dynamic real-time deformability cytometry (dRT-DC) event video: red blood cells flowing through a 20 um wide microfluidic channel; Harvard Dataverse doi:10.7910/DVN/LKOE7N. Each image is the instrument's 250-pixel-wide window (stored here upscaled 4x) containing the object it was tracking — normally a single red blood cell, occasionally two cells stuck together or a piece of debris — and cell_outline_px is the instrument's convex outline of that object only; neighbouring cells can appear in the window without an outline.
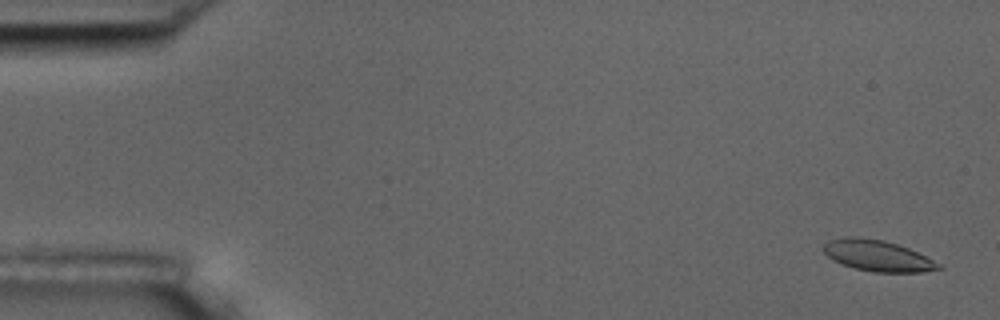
{"species": "common noctule bat (a hibernating species)", "species_latin": "Nyctalus noctula", "temperature_condition": "room temperature", "stored_images_in_passage": 55, "camera_frame_rate_fps": 3000, "um_per_image_px": 0.085, "animal": {"sex": "male", "body_mass_g": 17.5, "forearm_length_mm": 52.3}, "frame": {"image": 1, "passage_image": 2, "time_ms": 0.333, "image_size_px": [1000, 320], "cell_outline_px": [[944, 268], [920, 272], [876, 272], [856, 268], [832, 260], [824, 252], [824, 244], [828, 240], [844, 236], [856, 236], [884, 240], [908, 248], [940, 264]], "centroid_in_image_um": [74.56, 21.72], "position_along_channel_um": 10.4, "area_um2": 20.58}}
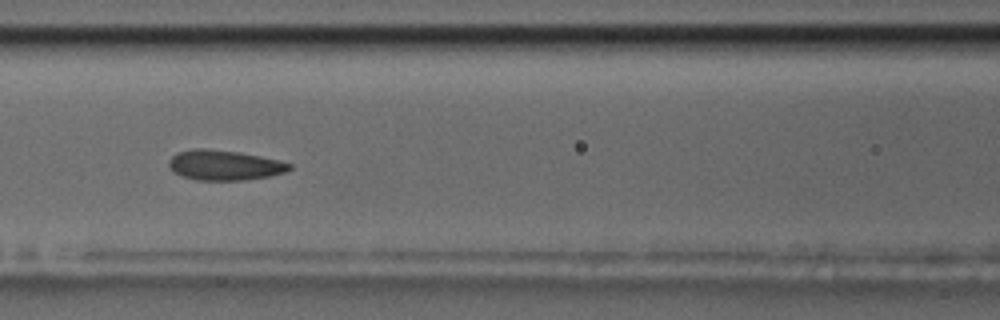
{"frame": {"image": 2, "passage_image": 24, "time_ms": 7.667, "image_size_px": [1000, 320], "cell_outline_px": [[292, 168], [284, 172], [268, 176], [244, 180], [196, 180], [172, 172], [168, 164], [168, 160], [176, 152], [192, 148], [204, 148], [240, 152], [260, 156], [292, 164]], "centroid_in_image_um": [19.02, 14.03], "position_along_channel_um": 147.6, "area_um2": 21.15}}
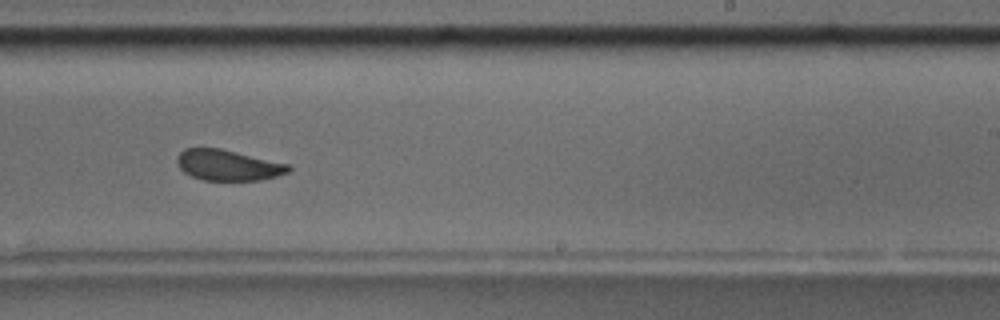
{"frame": {"image": 3, "passage_image": 34, "time_ms": 11.0, "image_size_px": [1000, 320], "cell_outline_px": [[292, 168], [288, 172], [276, 176], [260, 180], [204, 180], [192, 176], [184, 172], [176, 164], [176, 156], [184, 148], [220, 148], [288, 164]], "centroid_in_image_um": [19.34, 14.03], "position_along_channel_um": 269.7, "area_um2": 19.88}, "authors_computed_cell_mechanics": {"area_um2": 21.1548, "velocity_mm_per_s": 3.6839, "shape_relaxation_time_tau1_ms": 6.6004, "shape_relaxation_time_tau2_ms": 1.367, "deformation_change_tau1": 0.1177, "deformation_change_tau2": 0.0621}}